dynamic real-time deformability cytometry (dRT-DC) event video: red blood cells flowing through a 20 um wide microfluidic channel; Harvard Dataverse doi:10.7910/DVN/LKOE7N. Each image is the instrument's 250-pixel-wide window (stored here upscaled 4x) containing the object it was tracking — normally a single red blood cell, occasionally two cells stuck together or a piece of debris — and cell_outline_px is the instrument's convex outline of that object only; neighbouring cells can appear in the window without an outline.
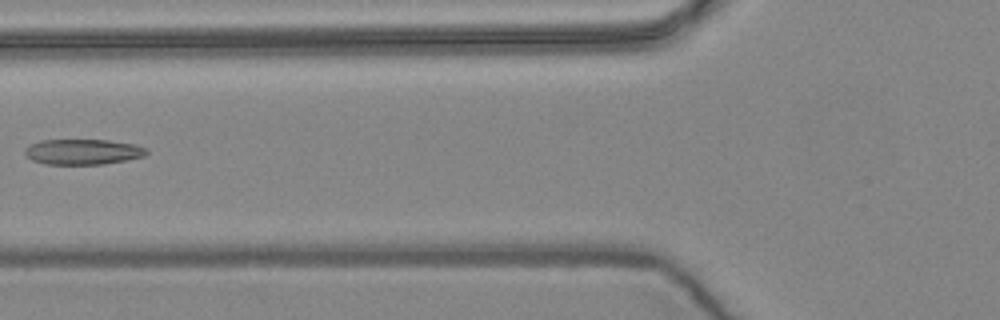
{"species": "common noctule bat (a hibernating species)", "species_latin": "Nyctalus noctula", "temperature_condition": "warm", "stored_images_in_passage": 6, "camera_frame_rate_fps": 3000, "um_per_image_px": 0.085, "animal": {"sex": "female", "body_mass_g": 24.6, "forearm_length_mm": 56.2}, "frame": {"image": 1, "passage_image": 5, "time_ms": 1.333, "image_size_px": [1000, 320], "cell_outline_px": [[148, 152], [144, 156], [104, 164], [44, 164], [32, 160], [24, 152], [24, 148], [40, 140], [108, 140], [136, 144], [148, 148]], "centroid_in_image_um": [7.06, 12.9], "position_along_channel_um": 118.7, "area_um2": 18.03}}
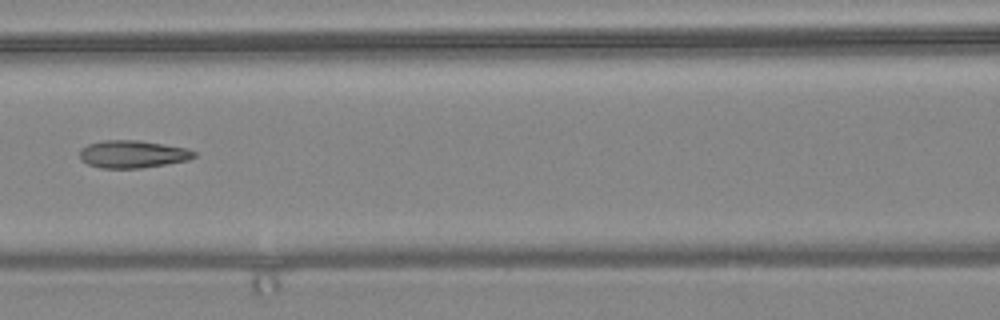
{"frame": {"image": 2, "passage_image": 6, "time_ms": 1.667, "image_size_px": [1000, 320], "cell_outline_px": [[196, 156], [188, 160], [140, 168], [100, 168], [88, 164], [80, 160], [80, 148], [88, 144], [100, 140], [140, 140], [188, 148], [196, 152]], "centroid_in_image_um": [11.26, 13.09], "position_along_channel_um": 155.3, "area_um2": 18.5}}